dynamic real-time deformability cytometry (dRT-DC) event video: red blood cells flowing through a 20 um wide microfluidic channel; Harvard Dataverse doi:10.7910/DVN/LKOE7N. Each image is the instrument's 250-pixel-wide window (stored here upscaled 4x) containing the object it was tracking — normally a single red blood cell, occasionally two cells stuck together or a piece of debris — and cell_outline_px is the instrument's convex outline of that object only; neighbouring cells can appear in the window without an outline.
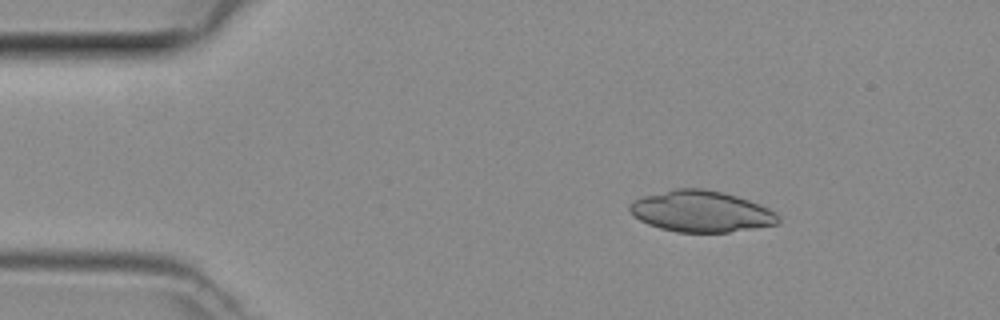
{"species": "common noctule bat (a hibernating species)", "species_latin": "Nyctalus noctula", "temperature_condition": "room temperature", "stored_images_in_passage": 35, "camera_frame_rate_fps": 3000, "um_per_image_px": 0.085, "animal": {"sex": "female", "body_mass_g": 29.2, "forearm_length_mm": 56.3}, "frame": {"image": 1, "passage_image": 2, "time_ms": 0.333, "image_size_px": [1000, 320], "cell_outline_px": [[780, 224], [728, 232], [676, 232], [660, 228], [648, 224], [640, 220], [628, 208], [628, 204], [632, 200], [644, 196], [676, 188], [704, 188], [724, 192], [760, 204], [768, 208], [780, 216]], "centroid_in_image_um": [59.61, 17.96], "position_along_channel_um": 25.4, "area_um2": 35.72}}